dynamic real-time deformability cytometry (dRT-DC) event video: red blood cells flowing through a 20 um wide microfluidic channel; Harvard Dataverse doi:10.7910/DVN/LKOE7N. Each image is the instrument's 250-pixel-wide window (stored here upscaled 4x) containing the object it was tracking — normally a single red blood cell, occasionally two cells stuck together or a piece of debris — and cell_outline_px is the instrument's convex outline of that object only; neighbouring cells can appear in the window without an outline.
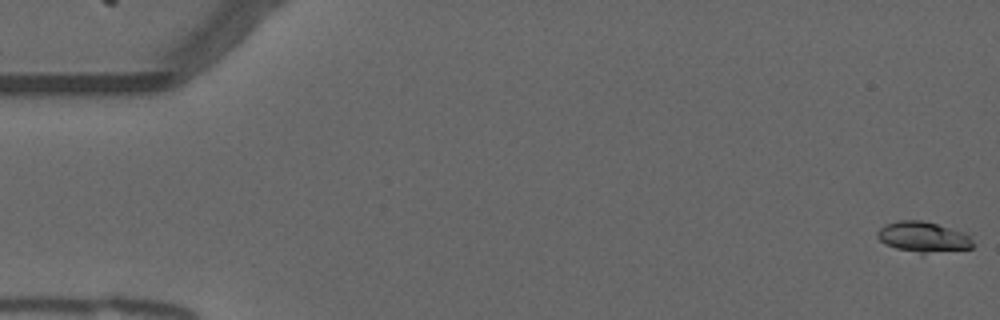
{"species": "common noctule bat (a hibernating species)", "species_latin": "Nyctalus noctula", "temperature_condition": "warm", "stored_images_in_passage": 55, "camera_frame_rate_fps": 3000, "um_per_image_px": 0.085, "animal": {"sex": "male", "forearm_length_mm": 52.5}, "frame": {"image": 1, "passage_image": 1, "time_ms": 0.0, "image_size_px": [1000, 320], "cell_outline_px": [[976, 244], [972, 248], [924, 252], [920, 252], [896, 248], [884, 244], [876, 236], [876, 232], [884, 224], [900, 220], [920, 220], [936, 224], [964, 232]], "centroid_in_image_um": [78.44, 20.11], "position_along_channel_um": 6.6, "area_um2": 16.59}}
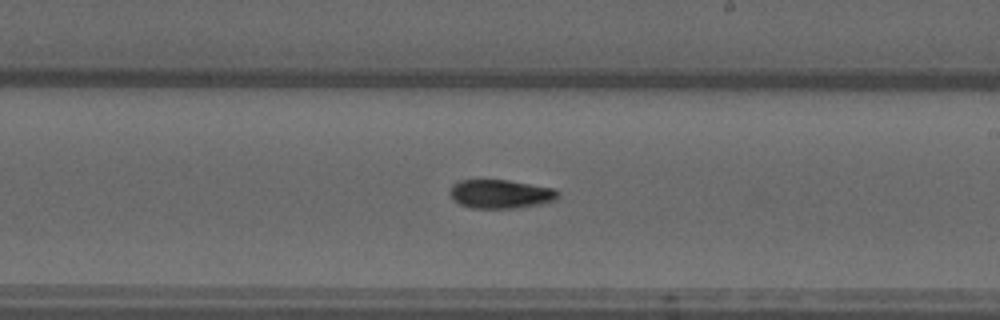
{"frame": {"image": 2, "passage_image": 32, "time_ms": 10.333, "image_size_px": [1000, 320], "cell_outline_px": [[560, 196], [556, 200], [540, 204], [516, 208], [472, 208], [460, 204], [452, 200], [448, 192], [452, 184], [460, 180], [508, 180], [556, 188], [560, 192]], "centroid_in_image_um": [42.56, 16.48], "position_along_channel_um": 246.4, "area_um2": 18.44}}
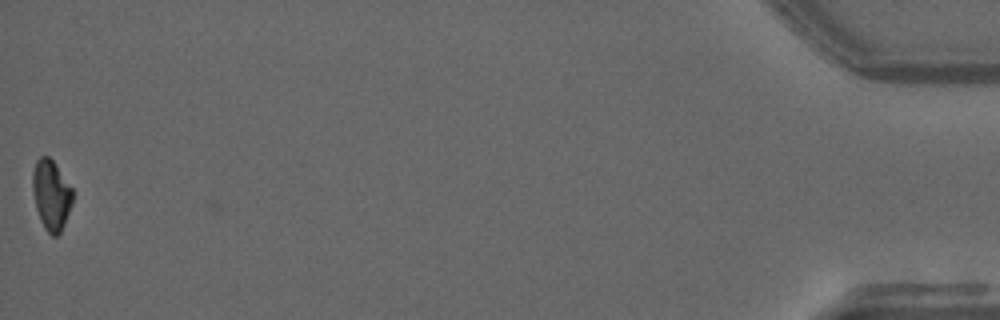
{"frame": {"image": 3, "passage_image": 55, "time_ms": 18.0, "image_size_px": [1000, 320], "cell_outline_px": [[72, 204], [64, 224], [60, 232], [56, 236], [52, 236], [44, 228], [40, 220], [36, 208], [32, 188], [32, 172], [36, 160], [40, 156], [48, 156], [52, 160], [72, 188]], "centroid_in_image_um": [4.33, 16.57], "position_along_channel_um": 430.9, "area_um2": 16.24}, "authors_computed_cell_mechanics": {"area_um2": 17.051, "velocity_mm_per_s": 3.7437, "shape_relaxation_time_tau1_ms": null, "shape_relaxation_time_tau2_ms": 7.2222, "deformation_change_tau1": null, "deformation_change_tau2": 0.1174}}